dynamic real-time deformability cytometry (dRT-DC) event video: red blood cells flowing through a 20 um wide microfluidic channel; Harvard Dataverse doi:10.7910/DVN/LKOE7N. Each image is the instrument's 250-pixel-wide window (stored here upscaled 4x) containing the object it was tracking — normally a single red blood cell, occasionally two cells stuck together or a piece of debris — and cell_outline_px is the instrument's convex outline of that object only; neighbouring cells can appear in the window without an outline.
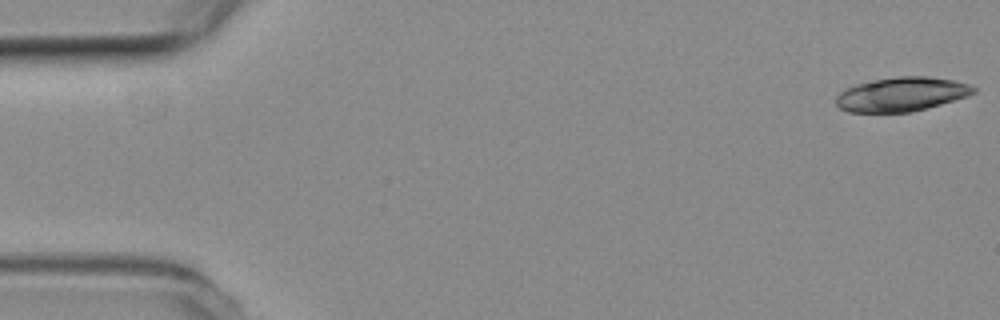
{"species": "common noctule bat (a hibernating species)", "species_latin": "Nyctalus noctula", "temperature_condition": "room temperature", "stored_images_in_passage": 53, "camera_frame_rate_fps": 3000, "um_per_image_px": 0.085, "animal": {"sex": "female", "body_mass_g": 19.3, "forearm_length_mm": 54.1}, "frame": {"image": 1, "passage_image": 1, "time_ms": 0.0, "image_size_px": [1000, 320], "cell_outline_px": [[976, 92], [968, 96], [912, 112], [848, 112], [840, 108], [836, 104], [836, 96], [840, 92], [856, 84], [876, 80], [900, 76], [928, 76], [952, 80], [968, 84], [976, 88]], "centroid_in_image_um": [76.64, 8.02], "position_along_channel_um": 8.4, "area_um2": 27.11}}
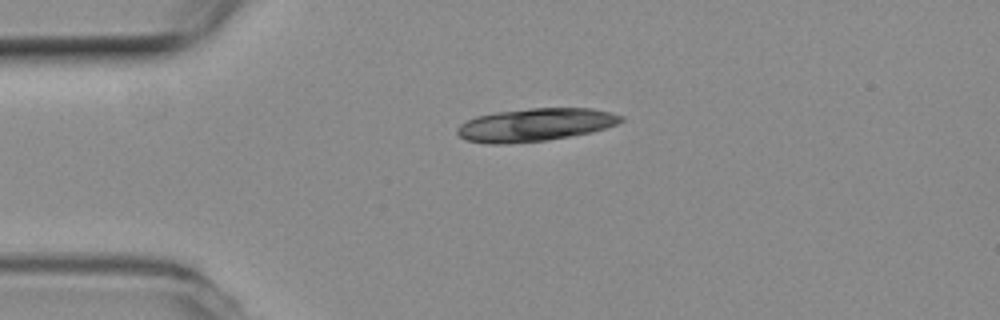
{"frame": {"image": 2, "passage_image": 12, "time_ms": 3.667, "image_size_px": [1000, 320], "cell_outline_px": [[624, 120], [616, 124], [604, 128], [588, 132], [548, 140], [508, 144], [488, 144], [464, 140], [456, 132], [456, 128], [460, 124], [476, 116], [496, 112], [528, 108], [592, 108], [624, 116]], "centroid_in_image_um": [45.43, 10.61], "position_along_channel_um": 39.6, "area_um2": 31.39}, "authors_computed_cell_mechanics": {"area_um2": 27.3394, "velocity_mm_per_s": 3.8247, "shape_relaxation_time_tau1_ms": null, "shape_relaxation_time_tau2_ms": 8.6317, "deformation_change_tau1": null, "deformation_change_tau2": 0.1329}}